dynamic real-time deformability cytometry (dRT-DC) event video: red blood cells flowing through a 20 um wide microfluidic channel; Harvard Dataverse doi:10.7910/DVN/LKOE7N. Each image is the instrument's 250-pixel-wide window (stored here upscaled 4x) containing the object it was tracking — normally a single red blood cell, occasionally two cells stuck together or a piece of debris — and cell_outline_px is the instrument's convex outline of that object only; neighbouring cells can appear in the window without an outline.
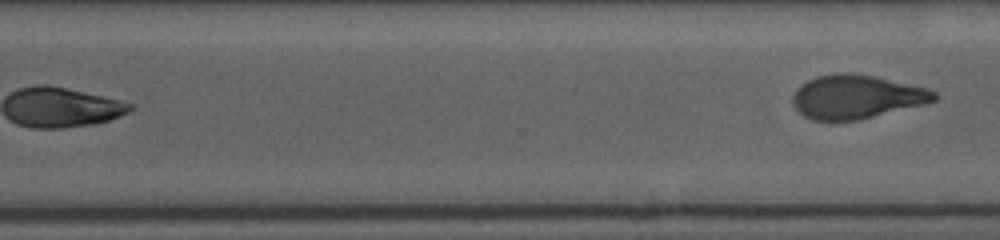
{"species": "human", "species_latin": "Homo sapiens", "temperature_condition": "cold", "stored_images_in_passage": 15, "segment_of_instrument_passage": [2, 2], "camera_frame_rate_fps": 3000, "um_per_image_px": 0.085, "donor": {"sex": "female"}, "frame": {"image": 1, "passage_image": 15, "time_ms": 7.667, "image_size_px": [1000, 240], "cell_outline_px": [[936, 100], [924, 104], [860, 120], [812, 120], [804, 116], [792, 104], [792, 96], [796, 88], [800, 84], [816, 76], [836, 72], [852, 72], [872, 76], [928, 88], [936, 92]], "centroid_in_image_um": [72.76, 8.22], "position_along_channel_um": 297.8, "area_um2": 36.13}}